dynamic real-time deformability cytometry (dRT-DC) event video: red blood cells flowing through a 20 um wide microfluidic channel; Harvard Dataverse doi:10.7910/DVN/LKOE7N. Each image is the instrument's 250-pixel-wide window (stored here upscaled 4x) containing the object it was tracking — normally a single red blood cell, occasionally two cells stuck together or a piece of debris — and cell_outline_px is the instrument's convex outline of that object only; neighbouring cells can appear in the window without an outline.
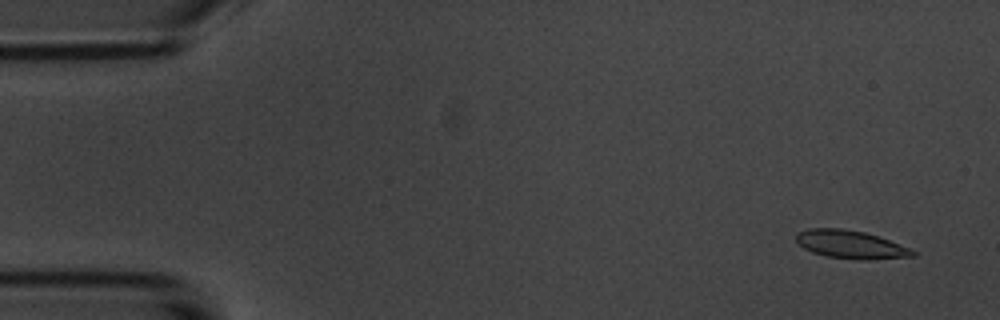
{"species": "common noctule bat (a hibernating species)", "species_latin": "Nyctalus noctula", "temperature_condition": "room temperature", "stored_images_in_passage": 9, "camera_frame_rate_fps": 3000, "um_per_image_px": 0.085, "animal": {"sex": "male", "body_mass_g": 20.1, "forearm_length_mm": 53.5}, "frame": {"image": 1, "passage_image": 1, "time_ms": 0.0, "image_size_px": [1000, 320], "cell_outline_px": [[916, 256], [868, 260], [856, 260], [824, 256], [812, 252], [804, 248], [796, 240], [796, 232], [808, 228], [840, 228], [864, 232], [880, 236], [912, 248], [916, 252]], "centroid_in_image_um": [72.34, 20.78], "position_along_channel_um": 12.7, "area_um2": 19.48}}
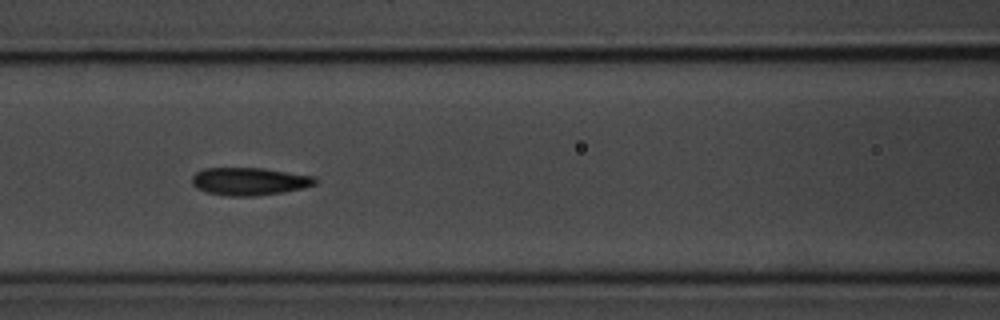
{"frame": {"image": 2, "passage_image": 7, "time_ms": 6.667, "image_size_px": [1000, 320], "cell_outline_px": [[316, 184], [284, 192], [256, 196], [228, 196], [208, 192], [196, 188], [192, 184], [192, 176], [196, 172], [204, 168], [264, 168], [316, 176]], "centroid_in_image_um": [21.2, 15.41], "position_along_channel_um": 145.4, "area_um2": 19.94}}
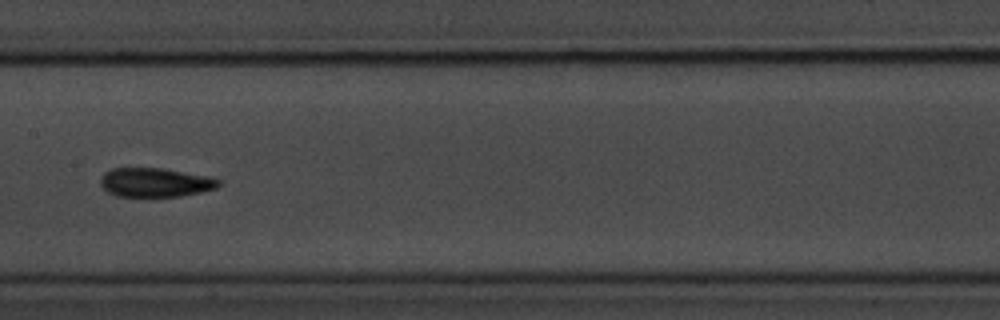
{"frame": {"image": 3, "passage_image": 8, "time_ms": 8.0, "image_size_px": [1000, 320], "cell_outline_px": [[220, 184], [216, 188], [200, 192], [180, 196], [116, 196], [108, 192], [100, 184], [100, 180], [104, 172], [112, 168], [164, 168], [208, 176], [220, 180]], "centroid_in_image_um": [13.18, 15.5], "position_along_channel_um": 194.2, "area_um2": 19.94}}